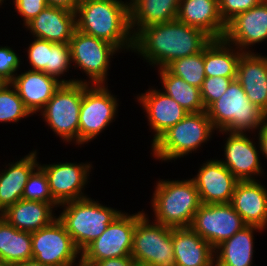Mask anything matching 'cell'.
<instances>
[{"instance_id":"obj_1","label":"cell","mask_w":267,"mask_h":266,"mask_svg":"<svg viewBox=\"0 0 267 266\" xmlns=\"http://www.w3.org/2000/svg\"><path fill=\"white\" fill-rule=\"evenodd\" d=\"M211 41L204 31L176 19L139 29L133 35L131 52L150 67L160 69L178 58L202 52Z\"/></svg>"},{"instance_id":"obj_2","label":"cell","mask_w":267,"mask_h":266,"mask_svg":"<svg viewBox=\"0 0 267 266\" xmlns=\"http://www.w3.org/2000/svg\"><path fill=\"white\" fill-rule=\"evenodd\" d=\"M76 30L114 45L133 48L129 0H82L75 11Z\"/></svg>"},{"instance_id":"obj_3","label":"cell","mask_w":267,"mask_h":266,"mask_svg":"<svg viewBox=\"0 0 267 266\" xmlns=\"http://www.w3.org/2000/svg\"><path fill=\"white\" fill-rule=\"evenodd\" d=\"M155 183L150 200L154 218L150 219L171 228L190 227L194 214L202 205L193 180L158 178Z\"/></svg>"},{"instance_id":"obj_4","label":"cell","mask_w":267,"mask_h":266,"mask_svg":"<svg viewBox=\"0 0 267 266\" xmlns=\"http://www.w3.org/2000/svg\"><path fill=\"white\" fill-rule=\"evenodd\" d=\"M215 131L206 111L188 113L151 145L150 155L161 163H172V160L175 162L184 156L186 158L189 154L200 151L210 139L212 141Z\"/></svg>"},{"instance_id":"obj_5","label":"cell","mask_w":267,"mask_h":266,"mask_svg":"<svg viewBox=\"0 0 267 266\" xmlns=\"http://www.w3.org/2000/svg\"><path fill=\"white\" fill-rule=\"evenodd\" d=\"M216 132H240L256 134L266 122L267 114L255 106L235 79L222 96L207 109Z\"/></svg>"},{"instance_id":"obj_6","label":"cell","mask_w":267,"mask_h":266,"mask_svg":"<svg viewBox=\"0 0 267 266\" xmlns=\"http://www.w3.org/2000/svg\"><path fill=\"white\" fill-rule=\"evenodd\" d=\"M58 220L70 234L77 249L82 252L97 239L107 226L123 211L103 205L89 197L69 201L58 206Z\"/></svg>"},{"instance_id":"obj_7","label":"cell","mask_w":267,"mask_h":266,"mask_svg":"<svg viewBox=\"0 0 267 266\" xmlns=\"http://www.w3.org/2000/svg\"><path fill=\"white\" fill-rule=\"evenodd\" d=\"M108 84L83 83L79 113L78 147L96 139L118 116L119 98Z\"/></svg>"},{"instance_id":"obj_8","label":"cell","mask_w":267,"mask_h":266,"mask_svg":"<svg viewBox=\"0 0 267 266\" xmlns=\"http://www.w3.org/2000/svg\"><path fill=\"white\" fill-rule=\"evenodd\" d=\"M82 98L83 83L62 84L38 114L63 143L78 145Z\"/></svg>"},{"instance_id":"obj_9","label":"cell","mask_w":267,"mask_h":266,"mask_svg":"<svg viewBox=\"0 0 267 266\" xmlns=\"http://www.w3.org/2000/svg\"><path fill=\"white\" fill-rule=\"evenodd\" d=\"M69 45L72 66L87 76L86 79L77 78V83L108 84L111 60L120 51L114 45L78 30H75Z\"/></svg>"},{"instance_id":"obj_10","label":"cell","mask_w":267,"mask_h":266,"mask_svg":"<svg viewBox=\"0 0 267 266\" xmlns=\"http://www.w3.org/2000/svg\"><path fill=\"white\" fill-rule=\"evenodd\" d=\"M145 214L136 222L131 256L139 266H175L172 228Z\"/></svg>"},{"instance_id":"obj_11","label":"cell","mask_w":267,"mask_h":266,"mask_svg":"<svg viewBox=\"0 0 267 266\" xmlns=\"http://www.w3.org/2000/svg\"><path fill=\"white\" fill-rule=\"evenodd\" d=\"M144 214L143 209L134 214L121 212L107 226L106 230L81 252V256L91 263L104 259L131 256L136 222Z\"/></svg>"},{"instance_id":"obj_12","label":"cell","mask_w":267,"mask_h":266,"mask_svg":"<svg viewBox=\"0 0 267 266\" xmlns=\"http://www.w3.org/2000/svg\"><path fill=\"white\" fill-rule=\"evenodd\" d=\"M226 135L224 141V158L218 159L239 180H260L265 173L261 162V151L256 135L240 132L218 131ZM248 134V135H247ZM249 136V137H248ZM252 136V137H251ZM255 138H254V137ZM253 138V139H252ZM258 144V145H257ZM259 177V179H258Z\"/></svg>"},{"instance_id":"obj_13","label":"cell","mask_w":267,"mask_h":266,"mask_svg":"<svg viewBox=\"0 0 267 266\" xmlns=\"http://www.w3.org/2000/svg\"><path fill=\"white\" fill-rule=\"evenodd\" d=\"M247 224L230 203L202 204L190 228L214 249Z\"/></svg>"},{"instance_id":"obj_14","label":"cell","mask_w":267,"mask_h":266,"mask_svg":"<svg viewBox=\"0 0 267 266\" xmlns=\"http://www.w3.org/2000/svg\"><path fill=\"white\" fill-rule=\"evenodd\" d=\"M31 238L33 259L47 266H71L81 256L58 218L50 225L31 232Z\"/></svg>"},{"instance_id":"obj_15","label":"cell","mask_w":267,"mask_h":266,"mask_svg":"<svg viewBox=\"0 0 267 266\" xmlns=\"http://www.w3.org/2000/svg\"><path fill=\"white\" fill-rule=\"evenodd\" d=\"M48 179L51 194L59 204L89 197L84 191L90 182V174L94 167L91 162H54L42 164Z\"/></svg>"},{"instance_id":"obj_16","label":"cell","mask_w":267,"mask_h":266,"mask_svg":"<svg viewBox=\"0 0 267 266\" xmlns=\"http://www.w3.org/2000/svg\"><path fill=\"white\" fill-rule=\"evenodd\" d=\"M25 48L29 70L43 71L47 75L57 78L63 84L77 83V78L64 77L72 66L71 51L69 43H52L47 40L32 38ZM29 61V62H28Z\"/></svg>"},{"instance_id":"obj_17","label":"cell","mask_w":267,"mask_h":266,"mask_svg":"<svg viewBox=\"0 0 267 266\" xmlns=\"http://www.w3.org/2000/svg\"><path fill=\"white\" fill-rule=\"evenodd\" d=\"M157 87V89H156ZM149 88L141 94L134 96L145 112L148 126L153 133L151 145L171 126L176 125L189 112L180 106L174 99L169 97L158 86Z\"/></svg>"},{"instance_id":"obj_18","label":"cell","mask_w":267,"mask_h":266,"mask_svg":"<svg viewBox=\"0 0 267 266\" xmlns=\"http://www.w3.org/2000/svg\"><path fill=\"white\" fill-rule=\"evenodd\" d=\"M224 39L242 52H254L256 44L266 42L267 0L232 19L227 24Z\"/></svg>"},{"instance_id":"obj_19","label":"cell","mask_w":267,"mask_h":266,"mask_svg":"<svg viewBox=\"0 0 267 266\" xmlns=\"http://www.w3.org/2000/svg\"><path fill=\"white\" fill-rule=\"evenodd\" d=\"M191 178L200 195L202 204L230 203L239 181L217 159H207Z\"/></svg>"},{"instance_id":"obj_20","label":"cell","mask_w":267,"mask_h":266,"mask_svg":"<svg viewBox=\"0 0 267 266\" xmlns=\"http://www.w3.org/2000/svg\"><path fill=\"white\" fill-rule=\"evenodd\" d=\"M24 27L32 37L52 43H69L76 30L75 12L47 6Z\"/></svg>"},{"instance_id":"obj_21","label":"cell","mask_w":267,"mask_h":266,"mask_svg":"<svg viewBox=\"0 0 267 266\" xmlns=\"http://www.w3.org/2000/svg\"><path fill=\"white\" fill-rule=\"evenodd\" d=\"M23 71L17 73L11 84L30 113L37 115L63 83L43 71Z\"/></svg>"},{"instance_id":"obj_22","label":"cell","mask_w":267,"mask_h":266,"mask_svg":"<svg viewBox=\"0 0 267 266\" xmlns=\"http://www.w3.org/2000/svg\"><path fill=\"white\" fill-rule=\"evenodd\" d=\"M248 99L267 114V55L243 52L237 78Z\"/></svg>"},{"instance_id":"obj_23","label":"cell","mask_w":267,"mask_h":266,"mask_svg":"<svg viewBox=\"0 0 267 266\" xmlns=\"http://www.w3.org/2000/svg\"><path fill=\"white\" fill-rule=\"evenodd\" d=\"M230 204L247 225L267 229V187L260 180L238 181Z\"/></svg>"},{"instance_id":"obj_24","label":"cell","mask_w":267,"mask_h":266,"mask_svg":"<svg viewBox=\"0 0 267 266\" xmlns=\"http://www.w3.org/2000/svg\"><path fill=\"white\" fill-rule=\"evenodd\" d=\"M177 20L204 31L212 39H223L227 27L218 0H180Z\"/></svg>"},{"instance_id":"obj_25","label":"cell","mask_w":267,"mask_h":266,"mask_svg":"<svg viewBox=\"0 0 267 266\" xmlns=\"http://www.w3.org/2000/svg\"><path fill=\"white\" fill-rule=\"evenodd\" d=\"M38 150L33 149L17 161L6 163L0 169V210L5 211L22 199L25 184L31 172L39 165Z\"/></svg>"},{"instance_id":"obj_26","label":"cell","mask_w":267,"mask_h":266,"mask_svg":"<svg viewBox=\"0 0 267 266\" xmlns=\"http://www.w3.org/2000/svg\"><path fill=\"white\" fill-rule=\"evenodd\" d=\"M175 266H215V249L190 227L172 228Z\"/></svg>"},{"instance_id":"obj_27","label":"cell","mask_w":267,"mask_h":266,"mask_svg":"<svg viewBox=\"0 0 267 266\" xmlns=\"http://www.w3.org/2000/svg\"><path fill=\"white\" fill-rule=\"evenodd\" d=\"M264 233V229L255 225H246L231 238L215 248V266H253L255 236Z\"/></svg>"},{"instance_id":"obj_28","label":"cell","mask_w":267,"mask_h":266,"mask_svg":"<svg viewBox=\"0 0 267 266\" xmlns=\"http://www.w3.org/2000/svg\"><path fill=\"white\" fill-rule=\"evenodd\" d=\"M57 209L46 202L20 199L5 211L6 221L21 231L34 232L50 225L56 218Z\"/></svg>"},{"instance_id":"obj_29","label":"cell","mask_w":267,"mask_h":266,"mask_svg":"<svg viewBox=\"0 0 267 266\" xmlns=\"http://www.w3.org/2000/svg\"><path fill=\"white\" fill-rule=\"evenodd\" d=\"M180 0H129L132 34L139 29L177 19Z\"/></svg>"},{"instance_id":"obj_30","label":"cell","mask_w":267,"mask_h":266,"mask_svg":"<svg viewBox=\"0 0 267 266\" xmlns=\"http://www.w3.org/2000/svg\"><path fill=\"white\" fill-rule=\"evenodd\" d=\"M234 45L223 39H212L204 48L206 77H237V67L242 55Z\"/></svg>"},{"instance_id":"obj_31","label":"cell","mask_w":267,"mask_h":266,"mask_svg":"<svg viewBox=\"0 0 267 266\" xmlns=\"http://www.w3.org/2000/svg\"><path fill=\"white\" fill-rule=\"evenodd\" d=\"M31 232L21 231L5 221L0 227V266L33 259Z\"/></svg>"},{"instance_id":"obj_32","label":"cell","mask_w":267,"mask_h":266,"mask_svg":"<svg viewBox=\"0 0 267 266\" xmlns=\"http://www.w3.org/2000/svg\"><path fill=\"white\" fill-rule=\"evenodd\" d=\"M158 70L160 77V90L174 99L189 113L206 111L201 99L200 88L190 85L182 78L171 74L166 68Z\"/></svg>"},{"instance_id":"obj_33","label":"cell","mask_w":267,"mask_h":266,"mask_svg":"<svg viewBox=\"0 0 267 266\" xmlns=\"http://www.w3.org/2000/svg\"><path fill=\"white\" fill-rule=\"evenodd\" d=\"M171 74L192 86L201 88L205 76L204 50L192 56L178 58L165 67Z\"/></svg>"},{"instance_id":"obj_34","label":"cell","mask_w":267,"mask_h":266,"mask_svg":"<svg viewBox=\"0 0 267 266\" xmlns=\"http://www.w3.org/2000/svg\"><path fill=\"white\" fill-rule=\"evenodd\" d=\"M33 116L25 107L15 87L8 83L0 90V123L13 124Z\"/></svg>"},{"instance_id":"obj_35","label":"cell","mask_w":267,"mask_h":266,"mask_svg":"<svg viewBox=\"0 0 267 266\" xmlns=\"http://www.w3.org/2000/svg\"><path fill=\"white\" fill-rule=\"evenodd\" d=\"M22 199L51 203L58 209L59 204L51 194L47 176L39 165L29 175Z\"/></svg>"},{"instance_id":"obj_36","label":"cell","mask_w":267,"mask_h":266,"mask_svg":"<svg viewBox=\"0 0 267 266\" xmlns=\"http://www.w3.org/2000/svg\"><path fill=\"white\" fill-rule=\"evenodd\" d=\"M237 77H206L200 88L201 99L205 110L216 100H218L222 94L226 92L229 85Z\"/></svg>"},{"instance_id":"obj_37","label":"cell","mask_w":267,"mask_h":266,"mask_svg":"<svg viewBox=\"0 0 267 266\" xmlns=\"http://www.w3.org/2000/svg\"><path fill=\"white\" fill-rule=\"evenodd\" d=\"M10 46H0V76L11 83L22 66L23 58ZM21 65V66H20Z\"/></svg>"},{"instance_id":"obj_38","label":"cell","mask_w":267,"mask_h":266,"mask_svg":"<svg viewBox=\"0 0 267 266\" xmlns=\"http://www.w3.org/2000/svg\"><path fill=\"white\" fill-rule=\"evenodd\" d=\"M263 0H218L219 12L227 25L240 13L259 5Z\"/></svg>"},{"instance_id":"obj_39","label":"cell","mask_w":267,"mask_h":266,"mask_svg":"<svg viewBox=\"0 0 267 266\" xmlns=\"http://www.w3.org/2000/svg\"><path fill=\"white\" fill-rule=\"evenodd\" d=\"M15 12L20 15L24 26L34 19L48 4L46 0H13Z\"/></svg>"},{"instance_id":"obj_40","label":"cell","mask_w":267,"mask_h":266,"mask_svg":"<svg viewBox=\"0 0 267 266\" xmlns=\"http://www.w3.org/2000/svg\"><path fill=\"white\" fill-rule=\"evenodd\" d=\"M96 266H138L137 262L132 256H125L119 258H110L98 261Z\"/></svg>"},{"instance_id":"obj_41","label":"cell","mask_w":267,"mask_h":266,"mask_svg":"<svg viewBox=\"0 0 267 266\" xmlns=\"http://www.w3.org/2000/svg\"><path fill=\"white\" fill-rule=\"evenodd\" d=\"M82 0H46L48 6L64 8L75 12Z\"/></svg>"},{"instance_id":"obj_42","label":"cell","mask_w":267,"mask_h":266,"mask_svg":"<svg viewBox=\"0 0 267 266\" xmlns=\"http://www.w3.org/2000/svg\"><path fill=\"white\" fill-rule=\"evenodd\" d=\"M256 140H258L261 156L267 159V122L257 131Z\"/></svg>"},{"instance_id":"obj_43","label":"cell","mask_w":267,"mask_h":266,"mask_svg":"<svg viewBox=\"0 0 267 266\" xmlns=\"http://www.w3.org/2000/svg\"><path fill=\"white\" fill-rule=\"evenodd\" d=\"M6 266H47V265L42 264V263L36 261L35 259H29L27 261L13 263V264H9Z\"/></svg>"},{"instance_id":"obj_44","label":"cell","mask_w":267,"mask_h":266,"mask_svg":"<svg viewBox=\"0 0 267 266\" xmlns=\"http://www.w3.org/2000/svg\"><path fill=\"white\" fill-rule=\"evenodd\" d=\"M71 266H96V265L95 263L86 261L82 256H80L78 260H76Z\"/></svg>"},{"instance_id":"obj_45","label":"cell","mask_w":267,"mask_h":266,"mask_svg":"<svg viewBox=\"0 0 267 266\" xmlns=\"http://www.w3.org/2000/svg\"><path fill=\"white\" fill-rule=\"evenodd\" d=\"M5 221H6V217H5L4 211L0 210V227Z\"/></svg>"},{"instance_id":"obj_46","label":"cell","mask_w":267,"mask_h":266,"mask_svg":"<svg viewBox=\"0 0 267 266\" xmlns=\"http://www.w3.org/2000/svg\"><path fill=\"white\" fill-rule=\"evenodd\" d=\"M8 84V82L6 80H4L1 76H0V90L6 85Z\"/></svg>"},{"instance_id":"obj_47","label":"cell","mask_w":267,"mask_h":266,"mask_svg":"<svg viewBox=\"0 0 267 266\" xmlns=\"http://www.w3.org/2000/svg\"><path fill=\"white\" fill-rule=\"evenodd\" d=\"M5 1H7V0H0V8L5 3Z\"/></svg>"}]
</instances>
